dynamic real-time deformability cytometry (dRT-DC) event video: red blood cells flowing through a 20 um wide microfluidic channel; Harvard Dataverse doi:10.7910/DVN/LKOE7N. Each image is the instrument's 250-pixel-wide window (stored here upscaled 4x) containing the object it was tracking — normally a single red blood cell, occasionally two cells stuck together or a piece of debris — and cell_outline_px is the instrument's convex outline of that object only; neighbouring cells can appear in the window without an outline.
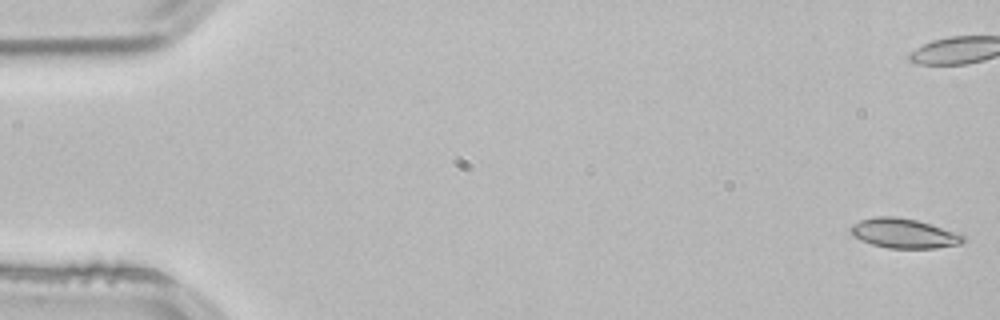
{"species": "common noctule bat (a hibernating species)", "species_latin": "Nyctalus noctula", "temperature_condition": "room temperature", "stored_images_in_passage": 54, "camera_frame_rate_fps": 3000, "um_per_image_px": 0.085, "animal": {"sex": "male", "body_mass_g": 21.5, "forearm_length_mm": 52.0}, "frame": {"image": 1, "passage_image": 1, "time_ms": 0.0, "image_size_px": [1000, 320], "cell_outline_px": [[968, 240], [960, 244], [936, 248], [888, 248], [872, 244], [860, 240], [852, 236], [848, 228], [852, 224], [860, 220], [876, 216], [896, 216], [916, 220], [964, 236]], "centroid_in_image_um": [76.76, 19.84], "position_along_channel_um": 8.2, "area_um2": 19.31}}
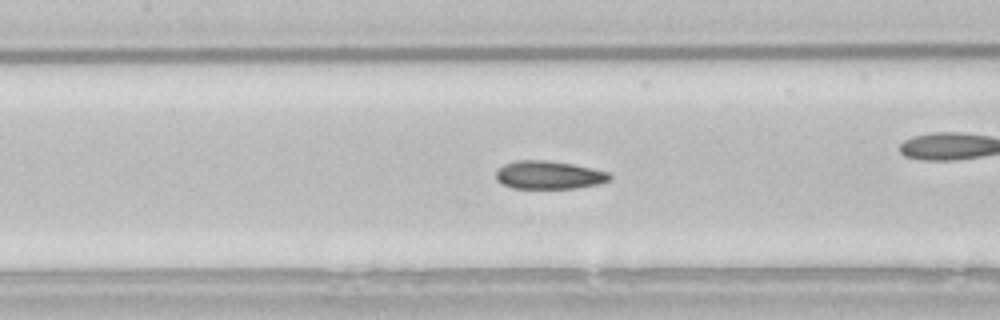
{"frame": {"image": 2, "passage_image": 24, "time_ms": 7.667, "image_size_px": [1000, 320], "cell_outline_px": [[612, 176], [608, 180], [596, 184], [576, 188], [512, 188], [496, 180], [496, 172], [504, 164], [516, 160], [548, 160], [572, 164], [592, 168], [608, 172]], "centroid_in_image_um": [46.63, 14.87], "position_along_channel_um": 160.8, "area_um2": 18.5}, "authors_computed_cell_mechanics": {"area_um2": 19.1318, "velocity_mm_per_s": 3.8367, "shape_relaxation_time_tau1_ms": 3.3555, "shape_relaxation_time_tau2_ms": 2.2521, "deformation_change_tau1": 0.1128, "deformation_change_tau2": 0.0821}}